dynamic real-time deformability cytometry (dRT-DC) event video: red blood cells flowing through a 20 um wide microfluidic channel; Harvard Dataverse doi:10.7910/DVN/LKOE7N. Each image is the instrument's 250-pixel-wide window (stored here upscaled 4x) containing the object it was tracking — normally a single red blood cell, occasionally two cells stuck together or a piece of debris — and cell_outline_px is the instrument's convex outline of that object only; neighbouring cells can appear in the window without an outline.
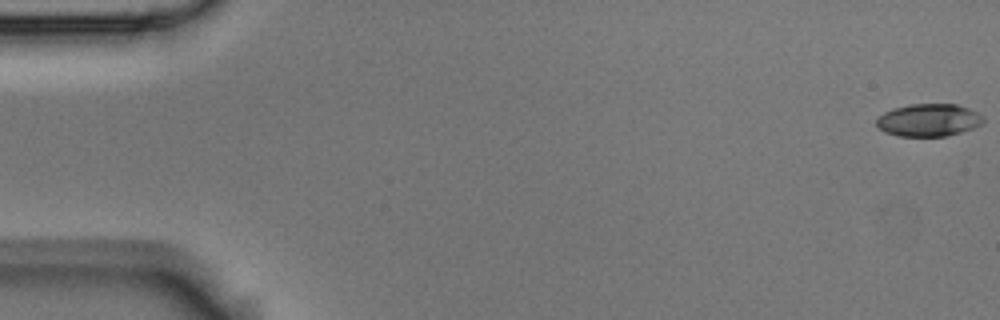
{"species": "Egyptian fruit bat (a non-hibernating species)", "species_latin": "Rousettus aegyptiacus", "temperature_condition": "room temperature", "stored_images_in_passage": 12, "camera_frame_rate_fps": 3000, "um_per_image_px": 0.085, "animal": {"sex": "male"}, "frame": {"image": 1, "passage_image": 1, "time_ms": 0.0, "image_size_px": [1000, 320], "cell_outline_px": [[984, 124], [948, 136], [896, 136], [884, 132], [876, 124], [876, 120], [884, 112], [892, 108], [908, 104], [956, 104], [968, 108], [984, 116]], "centroid_in_image_um": [78.94, 10.21], "position_along_channel_um": 6.1, "area_um2": 20.4}}